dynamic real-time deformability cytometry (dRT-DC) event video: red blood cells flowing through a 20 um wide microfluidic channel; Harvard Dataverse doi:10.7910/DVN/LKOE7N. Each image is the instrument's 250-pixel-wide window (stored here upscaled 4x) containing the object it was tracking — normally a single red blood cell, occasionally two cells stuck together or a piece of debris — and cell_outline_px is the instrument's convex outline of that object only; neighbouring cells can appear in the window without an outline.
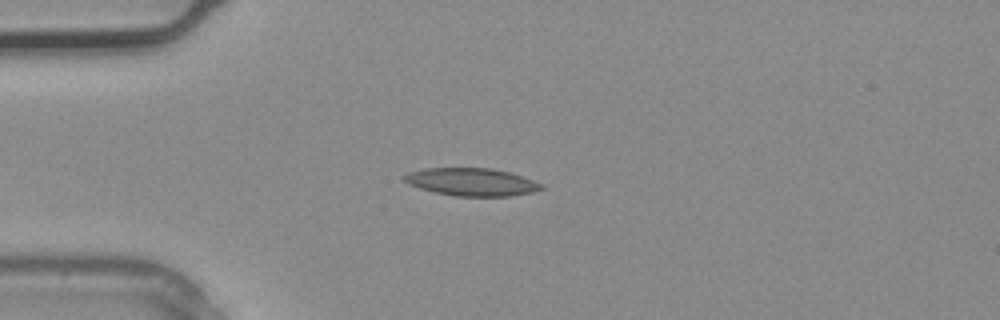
{"species": "common noctule bat (a hibernating species)", "species_latin": "Nyctalus noctula", "temperature_condition": "warm", "stored_images_in_passage": 1, "camera_frame_rate_fps": 3000, "um_per_image_px": 0.085, "animal": {"sex": "male", "body_mass_g": 20.4}, "frame": {"image": 1, "passage_image": 1, "time_ms": 0.0, "image_size_px": [1000, 320], "cell_outline_px": [[544, 188], [536, 192], [508, 196], [456, 196], [436, 192], [420, 188], [408, 184], [400, 176], [408, 172], [424, 168], [492, 168], [508, 172], [544, 184]], "centroid_in_image_um": [40.07, 15.46], "position_along_channel_um": 44.9, "area_um2": 22.2}}